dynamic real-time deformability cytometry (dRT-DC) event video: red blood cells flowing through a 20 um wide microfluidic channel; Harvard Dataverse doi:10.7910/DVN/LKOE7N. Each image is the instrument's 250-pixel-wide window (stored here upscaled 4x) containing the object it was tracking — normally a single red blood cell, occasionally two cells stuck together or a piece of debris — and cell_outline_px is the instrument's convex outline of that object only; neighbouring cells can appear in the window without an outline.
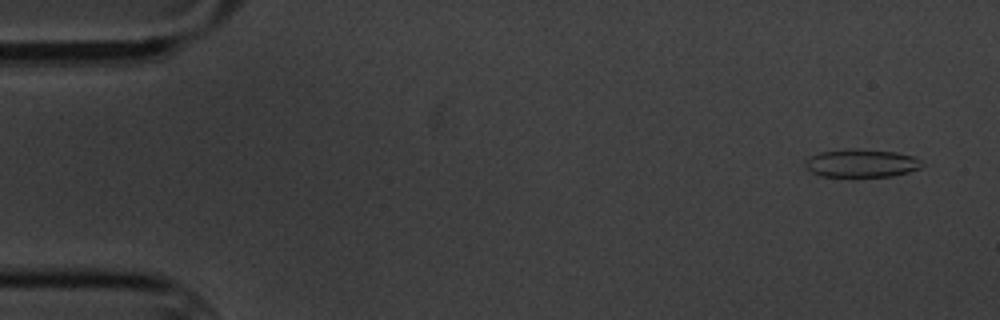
{"species": "common noctule bat (a hibernating species)", "species_latin": "Nyctalus noctula", "temperature_condition": "cold", "stored_images_in_passage": 4, "camera_frame_rate_fps": 3000, "um_per_image_px": 0.085, "animal": {"sex": "male", "body_mass_g": 20.1, "forearm_length_mm": 53.5}, "frame": {"image": 1, "passage_image": 1, "time_ms": 0.0, "image_size_px": [1000, 320], "cell_outline_px": [[924, 164], [920, 168], [908, 172], [892, 176], [820, 176], [812, 172], [804, 164], [804, 160], [808, 156], [820, 152], [852, 148], [860, 148], [896, 152], [912, 156], [920, 160]], "centroid_in_image_um": [73.2, 13.85], "position_along_channel_um": 11.8, "area_um2": 19.19}}